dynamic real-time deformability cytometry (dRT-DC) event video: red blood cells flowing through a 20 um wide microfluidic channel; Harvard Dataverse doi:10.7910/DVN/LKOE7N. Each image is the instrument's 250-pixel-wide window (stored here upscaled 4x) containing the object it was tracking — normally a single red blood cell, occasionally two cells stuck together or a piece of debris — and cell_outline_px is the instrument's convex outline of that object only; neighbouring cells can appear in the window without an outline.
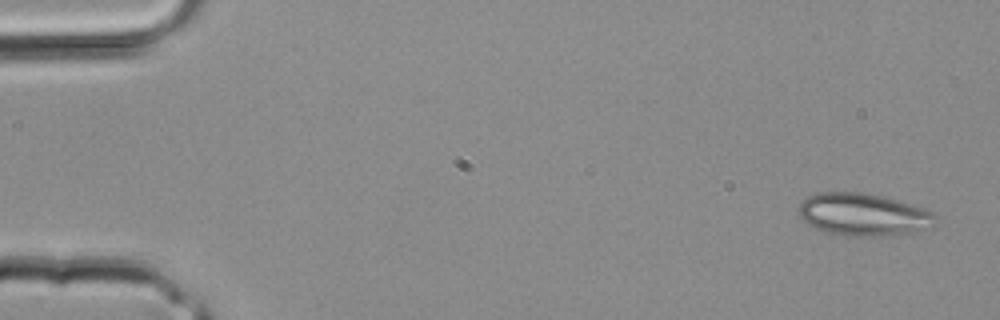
{"species": "common noctule bat (a hibernating species)", "species_latin": "Nyctalus noctula", "temperature_condition": "room temperature", "stored_images_in_passage": 2, "camera_frame_rate_fps": 3000, "um_per_image_px": 0.085, "animal": {"sex": "male", "body_mass_g": 20.4}, "frame": {"image": 1, "passage_image": 2, "time_ms": 0.333, "image_size_px": [1000, 320], "cell_outline_px": [[936, 216], [928, 228], [908, 232], [884, 236], [844, 236], [824, 232], [816, 228], [804, 220], [800, 216], [796, 208], [808, 196], [820, 192], [860, 192], [880, 196], [896, 200], [936, 212]], "centroid_in_image_um": [73.33, 18.24], "position_along_channel_um": 11.7, "area_um2": 33.52}}